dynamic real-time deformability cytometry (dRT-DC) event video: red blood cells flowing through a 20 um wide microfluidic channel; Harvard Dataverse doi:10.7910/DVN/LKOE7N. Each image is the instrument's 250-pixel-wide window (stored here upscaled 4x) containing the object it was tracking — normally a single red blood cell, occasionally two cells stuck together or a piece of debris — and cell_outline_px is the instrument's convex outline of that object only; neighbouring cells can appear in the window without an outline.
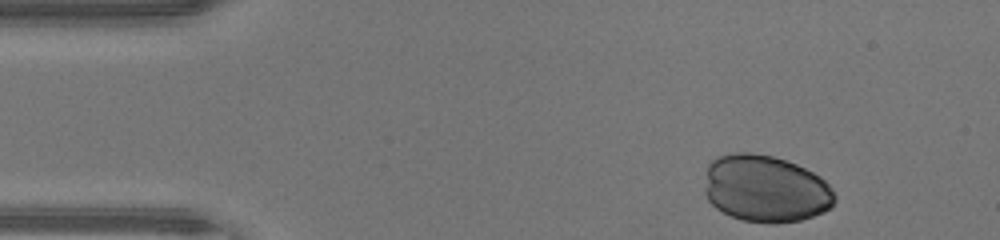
{"species": "human", "species_latin": "Homo sapiens", "temperature_condition": "warm", "stored_images_in_passage": 34, "camera_frame_rate_fps": 3000, "um_per_image_px": 0.085, "donor": {"sex": "male"}, "frame": {"image": 1, "passage_image": 1, "time_ms": 0.0, "image_size_px": [1000, 240], "cell_outline_px": [[836, 200], [832, 208], [824, 212], [800, 220], [772, 224], [744, 220], [732, 216], [716, 208], [708, 200], [704, 192], [704, 188], [708, 164], [716, 156], [732, 152], [752, 152], [772, 156], [796, 164], [820, 176], [832, 188], [836, 196]], "centroid_in_image_um": [65.07, 16.03], "position_along_channel_um": 19.9, "area_um2": 51.27}}
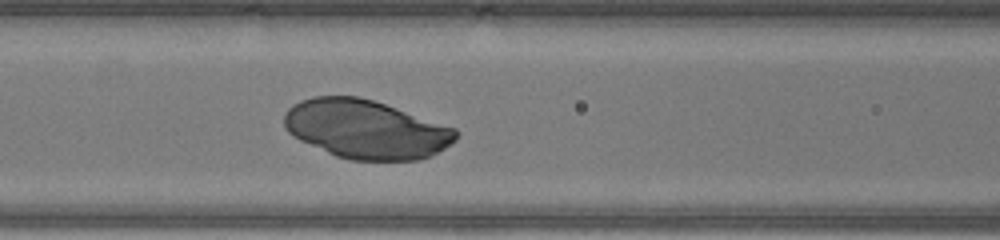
{"frame": {"image": 2, "passage_image": 15, "time_ms": 4.667, "image_size_px": [1000, 240], "cell_outline_px": [[456, 140], [432, 156], [420, 160], [352, 160], [336, 156], [300, 140], [292, 136], [284, 128], [284, 116], [288, 108], [292, 104], [300, 100], [312, 96], [360, 96], [456, 128]], "centroid_in_image_um": [31.07, 10.98], "position_along_channel_um": 135.5, "area_um2": 58.67}}
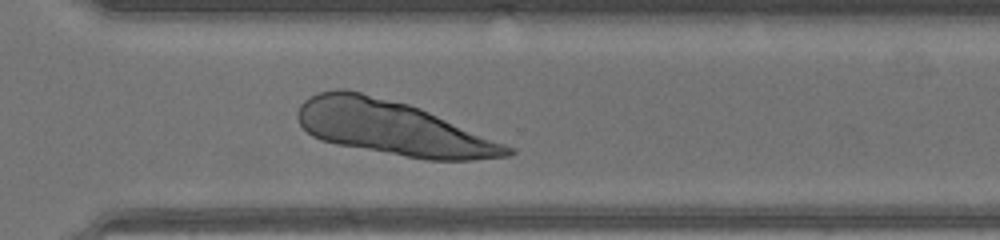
{"frame": {"image": 3, "passage_image": 29, "time_ms": 9.333, "image_size_px": [1000, 240], "cell_outline_px": [[516, 152], [508, 156], [472, 160], [428, 160], [404, 156], [336, 144], [320, 140], [312, 136], [300, 124], [296, 116], [296, 112], [300, 104], [308, 96], [320, 92], [336, 88], [344, 88], [408, 104], [420, 108], [516, 148]], "centroid_in_image_um": [33.36, 10.88], "position_along_channel_um": 337.2, "area_um2": 66.18}}